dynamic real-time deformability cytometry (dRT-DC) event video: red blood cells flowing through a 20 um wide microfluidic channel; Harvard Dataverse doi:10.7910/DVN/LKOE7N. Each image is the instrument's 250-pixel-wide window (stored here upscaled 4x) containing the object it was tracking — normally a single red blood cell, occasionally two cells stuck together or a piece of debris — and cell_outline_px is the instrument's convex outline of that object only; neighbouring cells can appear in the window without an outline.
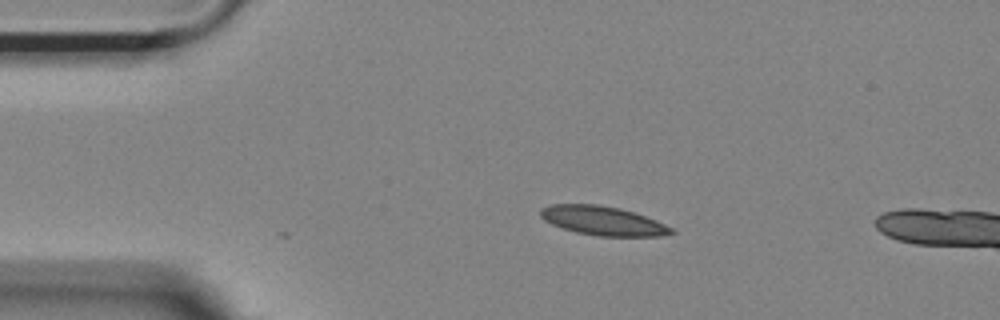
{"species": "Egyptian fruit bat (a non-hibernating species)", "species_latin": "Rousettus aegyptiacus", "temperature_condition": "room temperature", "stored_images_in_passage": 14, "camera_frame_rate_fps": 3000, "um_per_image_px": 0.085, "animal": {"sex": "female"}, "frame": {"image": 1, "passage_image": 10, "time_ms": 3.0, "image_size_px": [1000, 320], "cell_outline_px": [[676, 232], [660, 236], [600, 236], [576, 232], [552, 224], [544, 220], [540, 216], [540, 208], [548, 204], [596, 204], [620, 208], [656, 220], [672, 228]], "centroid_in_image_um": [51.21, 18.75], "position_along_channel_um": 33.8, "area_um2": 22.02}}